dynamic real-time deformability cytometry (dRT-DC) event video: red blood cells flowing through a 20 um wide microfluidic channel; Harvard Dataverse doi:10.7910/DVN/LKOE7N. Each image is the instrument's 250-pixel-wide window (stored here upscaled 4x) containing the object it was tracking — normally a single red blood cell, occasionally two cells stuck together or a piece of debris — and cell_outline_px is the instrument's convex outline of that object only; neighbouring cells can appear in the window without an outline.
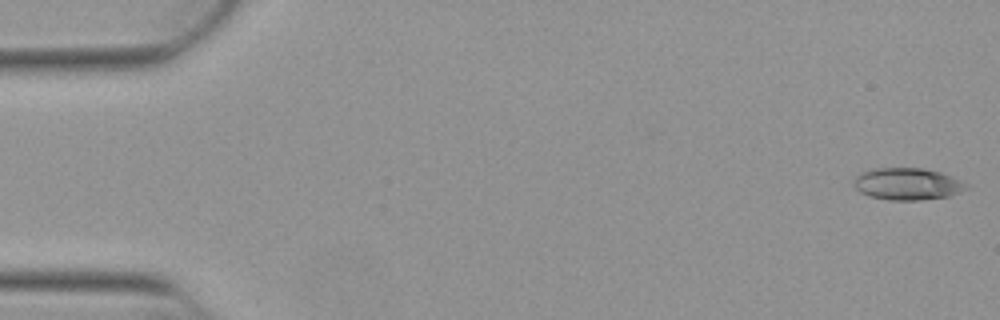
{"species": "Egyptian fruit bat (a non-hibernating species)", "species_latin": "Rousettus aegyptiacus", "temperature_condition": "warm", "stored_images_in_passage": 52, "camera_frame_rate_fps": 3000, "um_per_image_px": 0.085, "animal": {"sex": "female"}, "frame": {"image": 1, "passage_image": 1, "time_ms": 0.0, "image_size_px": [1000, 320], "cell_outline_px": [[968, 188], [948, 196], [920, 200], [888, 200], [868, 196], [860, 192], [852, 184], [856, 176], [860, 172], [876, 168], [924, 168], [940, 172], [960, 180], [968, 184]], "centroid_in_image_um": [77.09, 15.63], "position_along_channel_um": 7.9, "area_um2": 20.98}}
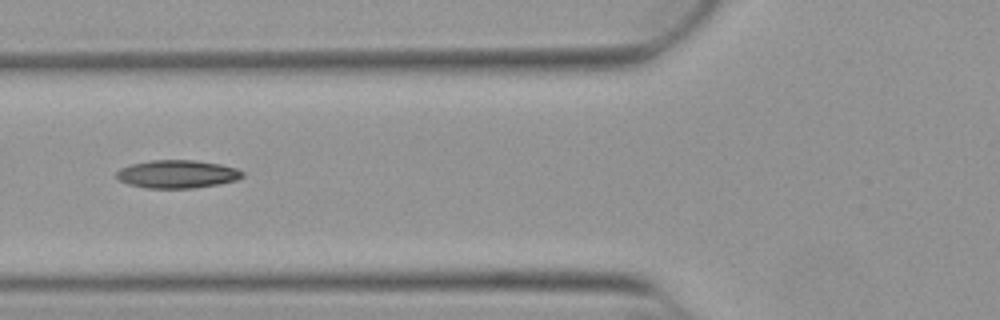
{"frame": {"image": 2, "passage_image": 20, "time_ms": 6.333, "image_size_px": [1000, 320], "cell_outline_px": [[244, 176], [236, 180], [216, 184], [192, 188], [148, 188], [128, 184], [120, 180], [116, 176], [116, 172], [120, 168], [132, 164], [152, 160], [196, 160], [220, 164], [236, 168], [244, 172]], "centroid_in_image_um": [15.07, 14.79], "position_along_channel_um": 110.7, "area_um2": 20.46}}
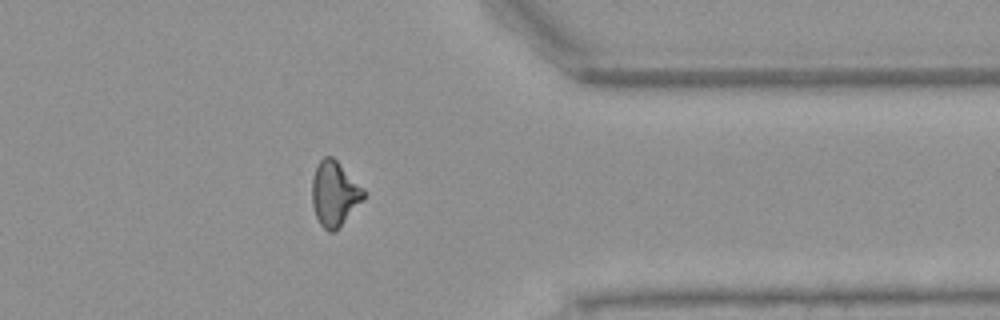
{"frame": {"image": 3, "passage_image": 42, "time_ms": 13.667, "image_size_px": [1000, 320], "cell_outline_px": [[364, 200], [332, 232], [328, 232], [320, 224], [316, 216], [312, 204], [312, 176], [320, 160], [324, 156], [332, 156], [364, 188]], "centroid_in_image_um": [28.42, 16.43], "position_along_channel_um": 383.0, "area_um2": 19.19}, "authors_computed_cell_mechanics": {"area_um2": 19.652, "velocity_mm_per_s": 3.883, "shape_relaxation_time_tau1_ms": null, "shape_relaxation_time_tau2_ms": 7.1565, "deformation_change_tau1": null, "deformation_change_tau2": 0.1669}}